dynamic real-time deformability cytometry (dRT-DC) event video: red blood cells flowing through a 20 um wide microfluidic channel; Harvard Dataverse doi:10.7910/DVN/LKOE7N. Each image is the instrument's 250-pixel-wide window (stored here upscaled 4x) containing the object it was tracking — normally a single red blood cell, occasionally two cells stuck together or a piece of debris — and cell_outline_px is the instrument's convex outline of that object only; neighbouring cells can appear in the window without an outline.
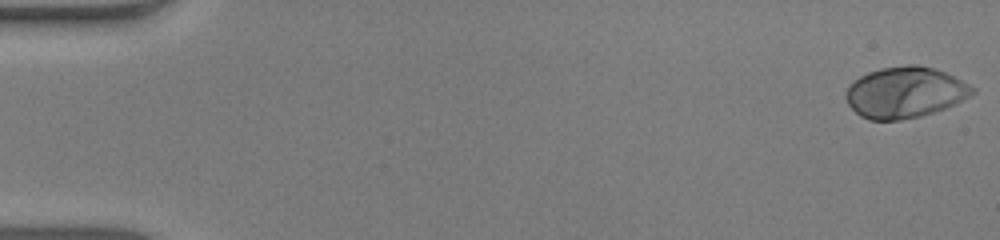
{"species": "human", "species_latin": "Homo sapiens", "temperature_condition": "warm", "stored_images_in_passage": 53, "camera_frame_rate_fps": 3000, "um_per_image_px": 0.085, "donor": {"sex": "male"}, "frame": {"image": 1, "passage_image": 1, "time_ms": 0.0, "image_size_px": [1000, 240], "cell_outline_px": [[976, 92], [956, 104], [920, 116], [900, 120], [868, 120], [860, 116], [848, 104], [844, 96], [844, 92], [860, 76], [868, 72], [880, 68], [908, 64], [916, 64], [932, 68], [944, 72], [976, 88]], "centroid_in_image_um": [76.91, 7.86], "position_along_channel_um": 8.1, "area_um2": 37.51}}
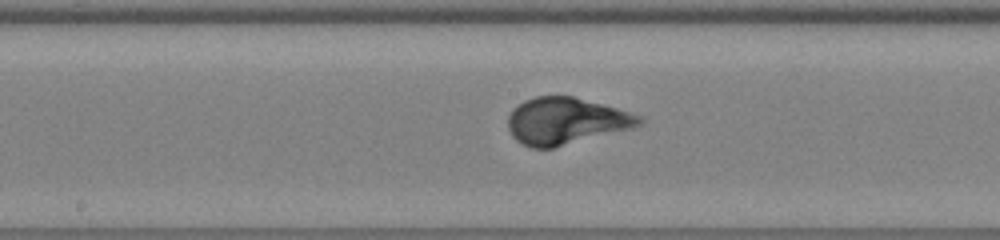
{"frame": {"image": 2, "passage_image": 28, "time_ms": 9.0, "image_size_px": [1000, 240], "cell_outline_px": [[644, 120], [640, 124], [632, 128], [552, 148], [532, 148], [516, 140], [512, 136], [508, 128], [508, 116], [512, 108], [524, 100], [536, 96], [572, 96], [616, 108], [640, 116]], "centroid_in_image_um": [48.05, 10.28], "position_along_channel_um": 200.1, "area_um2": 35.43}}
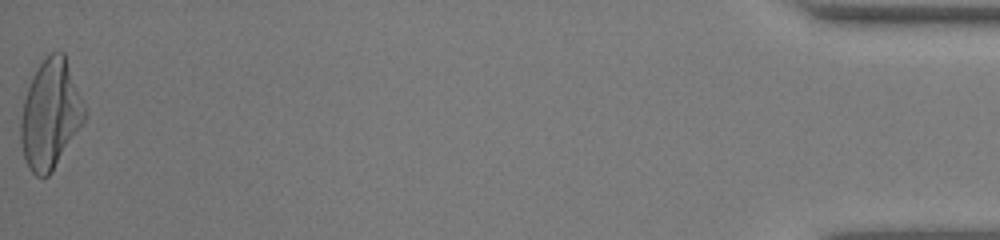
{"frame": {"image": 3, "passage_image": 53, "time_ms": 17.333, "image_size_px": [1000, 240], "cell_outline_px": [[88, 116], [52, 172], [48, 176], [36, 176], [28, 168], [20, 144], [20, 120], [24, 100], [32, 76], [40, 64], [52, 52], [64, 52], [88, 112]], "centroid_in_image_um": [4.3, 9.74], "position_along_channel_um": 430.9, "area_um2": 40.63}}